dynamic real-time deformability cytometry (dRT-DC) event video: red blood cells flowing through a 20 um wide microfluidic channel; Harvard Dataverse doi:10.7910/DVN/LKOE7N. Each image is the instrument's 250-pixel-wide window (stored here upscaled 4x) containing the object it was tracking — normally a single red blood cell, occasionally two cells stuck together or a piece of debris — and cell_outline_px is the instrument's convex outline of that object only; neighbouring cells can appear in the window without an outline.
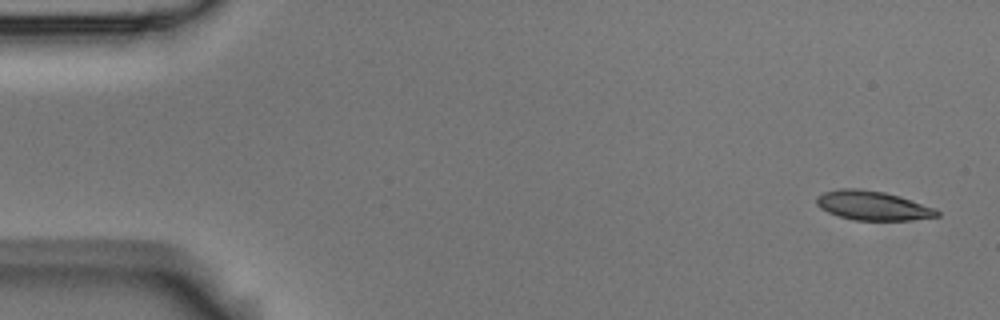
{"species": "Egyptian fruit bat (a non-hibernating species)", "species_latin": "Rousettus aegyptiacus", "temperature_condition": "room temperature", "stored_images_in_passage": 5, "camera_frame_rate_fps": 3000, "um_per_image_px": 0.085, "animal": {"sex": "male"}, "frame": {"image": 1, "passage_image": 1, "time_ms": 0.0, "image_size_px": [1000, 320], "cell_outline_px": [[940, 216], [908, 220], [852, 220], [828, 212], [820, 208], [816, 204], [816, 196], [824, 192], [840, 188], [860, 188], [884, 192], [900, 196], [936, 208], [940, 212]], "centroid_in_image_um": [74.18, 17.46], "position_along_channel_um": 10.8, "area_um2": 20.63}}
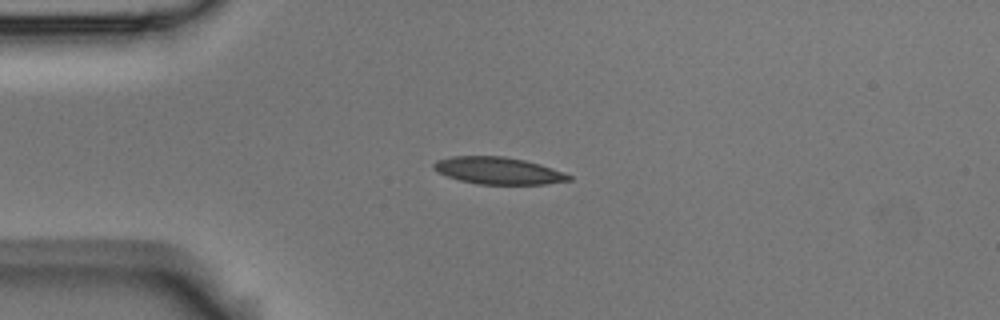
{"frame": {"image": 2, "passage_image": 4, "time_ms": 1.0, "image_size_px": [1000, 320], "cell_outline_px": [[572, 180], [544, 184], [480, 184], [460, 180], [436, 172], [432, 168], [432, 164], [436, 160], [452, 156], [504, 156], [524, 160], [540, 164], [564, 172], [572, 176]], "centroid_in_image_um": [42.33, 14.5], "position_along_channel_um": 42.7, "area_um2": 21.33}}